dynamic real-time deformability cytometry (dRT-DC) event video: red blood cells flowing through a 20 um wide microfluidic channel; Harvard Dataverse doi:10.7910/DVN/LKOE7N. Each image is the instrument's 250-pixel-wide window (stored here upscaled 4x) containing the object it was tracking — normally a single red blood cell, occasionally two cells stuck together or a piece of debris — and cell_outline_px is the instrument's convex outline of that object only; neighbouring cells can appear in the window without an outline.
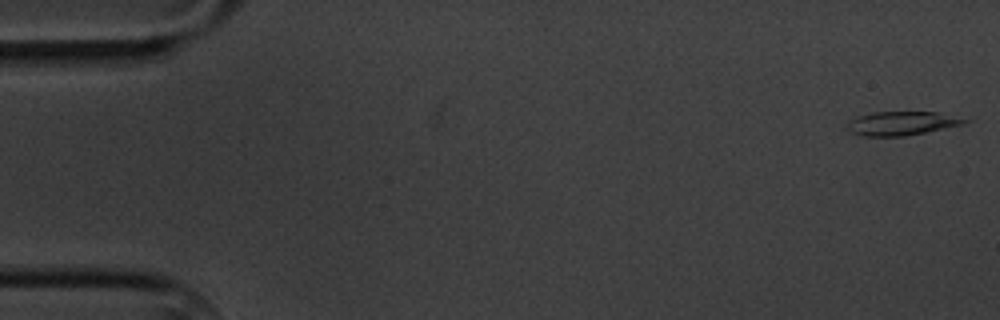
{"species": "common noctule bat (a hibernating species)", "species_latin": "Nyctalus noctula", "temperature_condition": "cold", "stored_images_in_passage": 10, "camera_frame_rate_fps": 3000, "um_per_image_px": 0.085, "animal": {"sex": "male", "body_mass_g": 20.1, "forearm_length_mm": 53.5}, "frame": {"image": 1, "passage_image": 1, "time_ms": 0.0, "image_size_px": [1000, 320], "cell_outline_px": [[972, 120], [964, 124], [904, 136], [864, 136], [848, 132], [848, 124], [852, 120], [860, 116], [876, 112], [936, 112]], "centroid_in_image_um": [76.67, 10.49], "position_along_channel_um": 8.3, "area_um2": 15.95}}
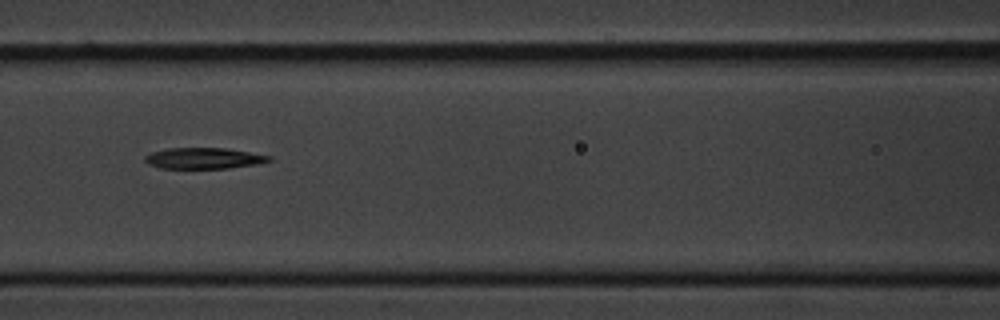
{"frame": {"image": 2, "passage_image": 7, "time_ms": 8.0, "image_size_px": [1000, 320], "cell_outline_px": [[272, 160], [256, 164], [228, 168], [160, 168], [148, 164], [144, 160], [144, 156], [152, 152], [168, 148], [228, 148], [272, 156]], "centroid_in_image_um": [17.32, 13.45], "position_along_channel_um": 149.3, "area_um2": 15.2}}
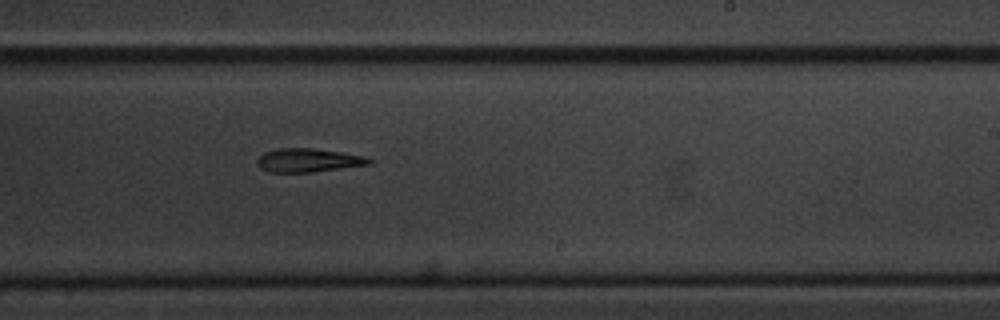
{"frame": {"image": 3, "passage_image": 10, "time_ms": 11.333, "image_size_px": [1000, 320], "cell_outline_px": [[372, 164], [312, 172], [268, 172], [260, 168], [256, 164], [256, 160], [264, 152], [276, 148], [312, 148], [340, 152], [364, 156], [372, 160]], "centroid_in_image_um": [26.16, 13.62], "position_along_channel_um": 262.8, "area_um2": 15.43}}